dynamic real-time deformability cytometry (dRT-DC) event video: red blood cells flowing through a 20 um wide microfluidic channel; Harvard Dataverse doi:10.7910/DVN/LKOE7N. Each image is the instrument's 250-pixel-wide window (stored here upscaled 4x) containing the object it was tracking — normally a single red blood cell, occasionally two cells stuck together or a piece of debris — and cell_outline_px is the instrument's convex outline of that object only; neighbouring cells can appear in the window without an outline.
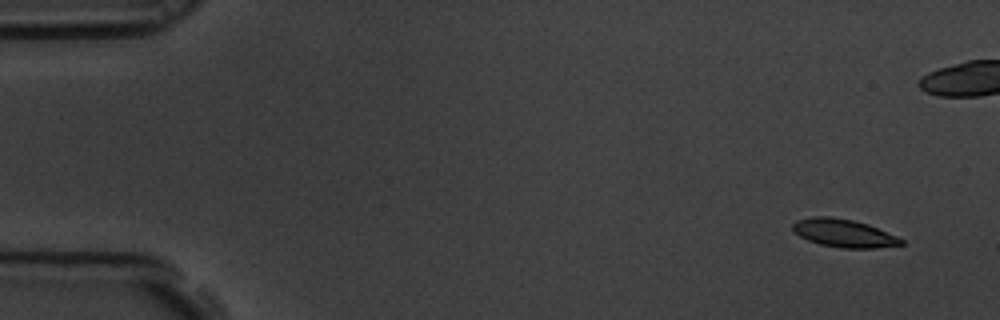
{"species": "common noctule bat (a hibernating species)", "species_latin": "Nyctalus noctula", "temperature_condition": "room temperature", "stored_images_in_passage": 5, "camera_frame_rate_fps": 3000, "um_per_image_px": 0.085, "animal": {"sex": "male", "body_mass_g": 19.5, "forearm_length_mm": 54.6}, "frame": {"image": 1, "passage_image": 1, "time_ms": 0.0, "image_size_px": [1000, 320], "cell_outline_px": [[904, 244], [876, 248], [840, 248], [820, 244], [808, 240], [800, 236], [792, 228], [792, 224], [796, 220], [816, 216], [832, 216], [852, 220], [868, 224], [896, 236], [904, 240]], "centroid_in_image_um": [71.72, 19.82], "position_along_channel_um": 13.3, "area_um2": 17.63}}